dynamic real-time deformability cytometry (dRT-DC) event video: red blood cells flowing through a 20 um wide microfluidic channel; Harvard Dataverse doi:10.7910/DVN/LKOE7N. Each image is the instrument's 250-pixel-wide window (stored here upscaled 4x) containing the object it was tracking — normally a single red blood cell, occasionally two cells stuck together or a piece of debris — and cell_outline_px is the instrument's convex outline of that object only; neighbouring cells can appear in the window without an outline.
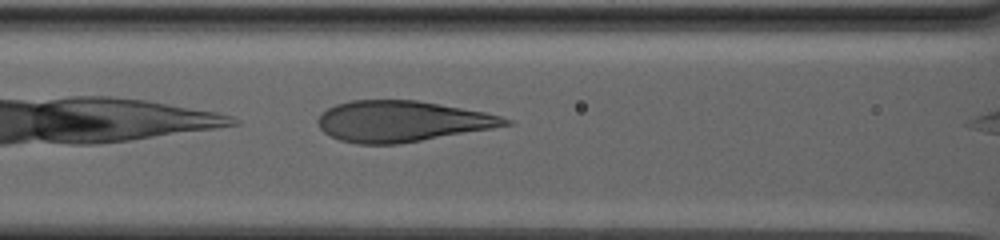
{"species": "human", "species_latin": "Homo sapiens", "temperature_condition": "warm", "stored_images_in_passage": 37, "camera_frame_rate_fps": 3000, "um_per_image_px": 0.085, "donor": {"sex": "male"}, "frame": {"image": 1, "passage_image": 6, "time_ms": 1.667, "image_size_px": [1000, 240], "cell_outline_px": [[516, 124], [400, 144], [356, 144], [340, 140], [324, 132], [316, 124], [316, 120], [320, 112], [336, 104], [352, 100], [416, 100], [440, 104], [484, 112], [500, 116], [512, 120]], "centroid_in_image_um": [34.14, 10.31], "position_along_channel_um": 132.5, "area_um2": 44.8}}
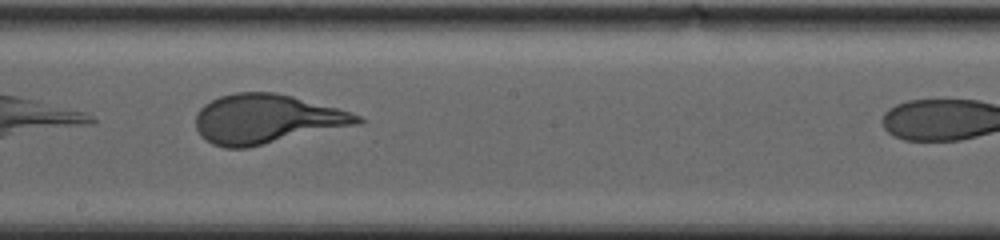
{"frame": {"image": 2, "passage_image": 17, "time_ms": 5.333, "image_size_px": [1000, 240], "cell_outline_px": [[368, 120], [360, 124], [248, 148], [224, 148], [212, 144], [204, 140], [200, 136], [196, 128], [196, 112], [204, 104], [220, 96], [236, 92], [272, 92], [292, 96], [336, 108], [360, 116]], "centroid_in_image_um": [22.63, 10.13], "position_along_channel_um": 225.6, "area_um2": 46.59}}
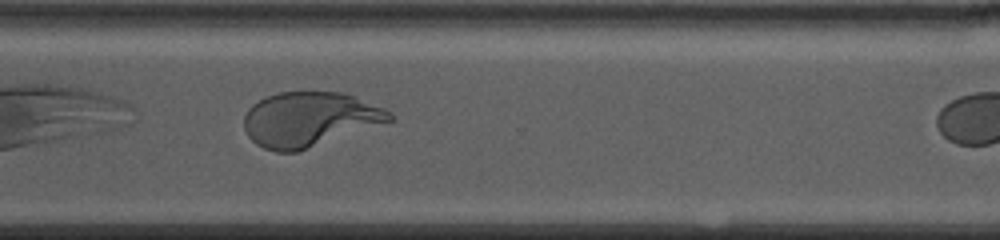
{"frame": {"image": 3, "passage_image": 31, "time_ms": 10.0, "image_size_px": [1000, 240], "cell_outline_px": [[392, 120], [296, 152], [276, 152], [264, 148], [256, 144], [248, 136], [244, 128], [244, 116], [248, 108], [252, 104], [268, 96], [280, 92], [344, 92], [384, 108], [392, 112]], "centroid_in_image_um": [26.27, 10.13], "position_along_channel_um": 344.3, "area_um2": 45.84}}